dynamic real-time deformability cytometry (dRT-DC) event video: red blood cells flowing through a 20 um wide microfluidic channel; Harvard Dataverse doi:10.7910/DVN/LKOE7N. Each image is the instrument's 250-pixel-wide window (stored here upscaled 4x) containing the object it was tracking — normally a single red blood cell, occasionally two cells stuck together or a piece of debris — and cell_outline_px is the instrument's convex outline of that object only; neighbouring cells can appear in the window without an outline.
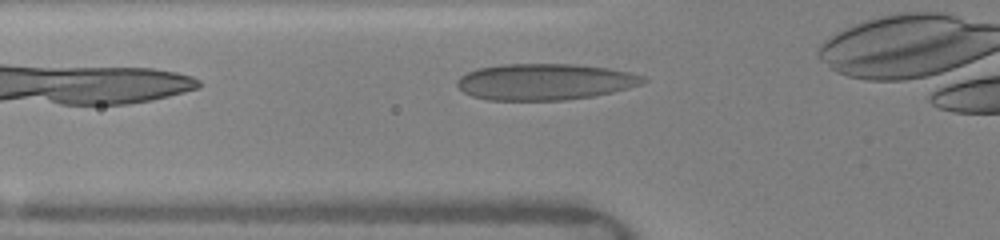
{"species": "human", "species_latin": "Homo sapiens", "temperature_condition": "warm", "stored_images_in_passage": 8, "camera_frame_rate_fps": 3000, "um_per_image_px": 0.085, "donor": {"sex": "female"}, "frame": {"image": 1, "passage_image": 7, "time_ms": 3.667, "image_size_px": [1000, 240], "cell_outline_px": [[648, 80], [640, 84], [628, 88], [612, 92], [592, 96], [564, 100], [488, 100], [472, 96], [464, 92], [456, 84], [456, 80], [460, 76], [476, 68], [500, 64], [576, 64], [608, 68], [628, 72], [644, 76]], "centroid_in_image_um": [46.28, 6.95], "position_along_channel_um": 79.5, "area_um2": 39.42}}